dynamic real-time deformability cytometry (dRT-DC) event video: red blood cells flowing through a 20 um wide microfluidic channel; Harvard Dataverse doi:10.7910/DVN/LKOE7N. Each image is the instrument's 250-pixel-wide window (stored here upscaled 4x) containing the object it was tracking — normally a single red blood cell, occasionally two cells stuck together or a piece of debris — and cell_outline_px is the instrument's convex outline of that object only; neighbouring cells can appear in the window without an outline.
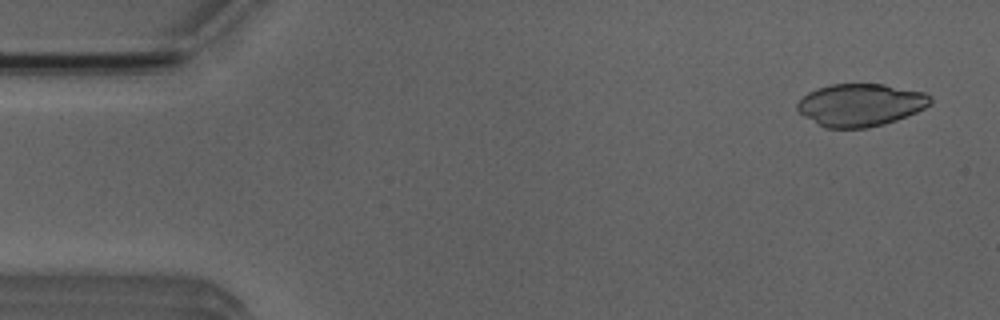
{"species": "Egyptian fruit bat (a non-hibernating species)", "species_latin": "Rousettus aegyptiacus", "temperature_condition": "room temperature", "stored_images_in_passage": 5, "camera_frame_rate_fps": 3000, "um_per_image_px": 0.085, "animal": {"sex": "male"}, "frame": {"image": 1, "passage_image": 1, "time_ms": 0.0, "image_size_px": [1000, 320], "cell_outline_px": [[932, 104], [916, 112], [896, 120], [884, 124], [868, 128], [824, 128], [804, 116], [796, 108], [796, 104], [808, 92], [816, 88], [832, 84], [884, 84], [924, 92], [932, 96]], "centroid_in_image_um": [73.15, 8.92], "position_along_channel_um": 11.8, "area_um2": 33.12}}